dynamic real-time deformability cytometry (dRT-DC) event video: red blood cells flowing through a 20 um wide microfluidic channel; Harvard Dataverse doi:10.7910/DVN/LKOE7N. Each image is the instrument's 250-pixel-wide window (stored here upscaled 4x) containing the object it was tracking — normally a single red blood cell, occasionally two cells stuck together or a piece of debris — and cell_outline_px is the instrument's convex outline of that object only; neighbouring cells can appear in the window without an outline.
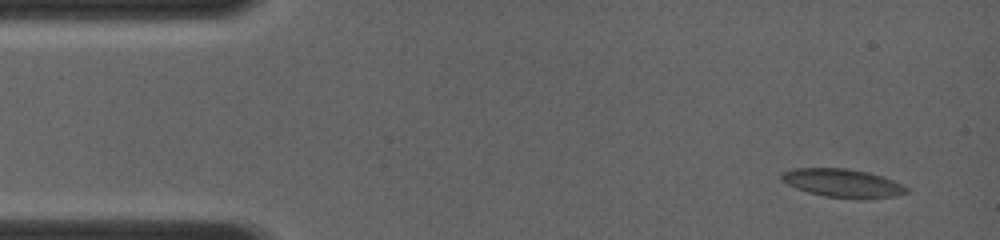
{"species": "common noctule bat (a hibernating species)", "species_latin": "Nyctalus noctula", "temperature_condition": "room temperature", "stored_images_in_passage": 14, "camera_frame_rate_fps": 4000, "um_per_image_px": 0.085, "animal": {"sex": "female", "body_mass_g": 19.0, "forearm_length_mm": 56.7}, "frame": {"image": 1, "passage_image": 2, "time_ms": 0.75, "image_size_px": [1000, 240], "cell_outline_px": [[908, 192], [896, 196], [860, 200], [856, 200], [824, 196], [808, 192], [796, 188], [780, 180], [780, 172], [792, 168], [848, 168], [868, 172], [892, 180], [908, 188]], "centroid_in_image_um": [71.59, 15.57], "position_along_channel_um": 13.4, "area_um2": 20.98}}
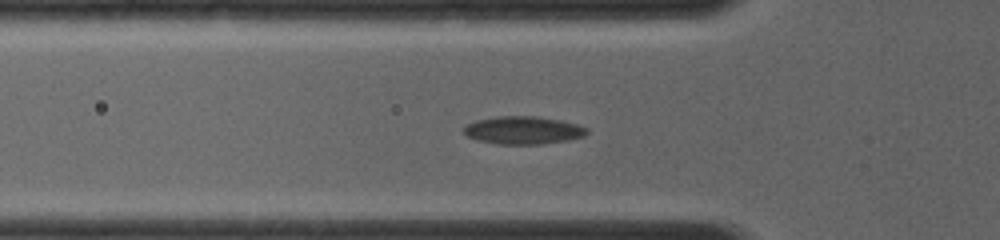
{"frame": {"image": 2, "passage_image": 9, "time_ms": 4.5, "image_size_px": [1000, 240], "cell_outline_px": [[588, 132], [584, 136], [568, 140], [540, 144], [496, 144], [476, 140], [468, 136], [464, 132], [464, 128], [468, 124], [476, 120], [496, 116], [536, 116], [560, 120], [576, 124], [588, 128]], "centroid_in_image_um": [44.47, 11.07], "position_along_channel_um": 81.3, "area_um2": 19.94}}
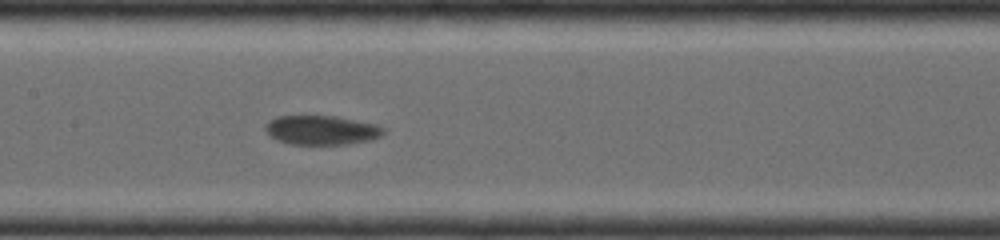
{"frame": {"image": 3, "passage_image": 14, "time_ms": 6.75, "image_size_px": [1000, 240], "cell_outline_px": [[384, 132], [380, 136], [372, 140], [348, 144], [288, 144], [276, 140], [264, 128], [264, 124], [268, 120], [276, 116], [332, 116], [376, 124], [384, 128]], "centroid_in_image_um": [27.3, 11.06], "position_along_channel_um": 180.1, "area_um2": 20.11}}